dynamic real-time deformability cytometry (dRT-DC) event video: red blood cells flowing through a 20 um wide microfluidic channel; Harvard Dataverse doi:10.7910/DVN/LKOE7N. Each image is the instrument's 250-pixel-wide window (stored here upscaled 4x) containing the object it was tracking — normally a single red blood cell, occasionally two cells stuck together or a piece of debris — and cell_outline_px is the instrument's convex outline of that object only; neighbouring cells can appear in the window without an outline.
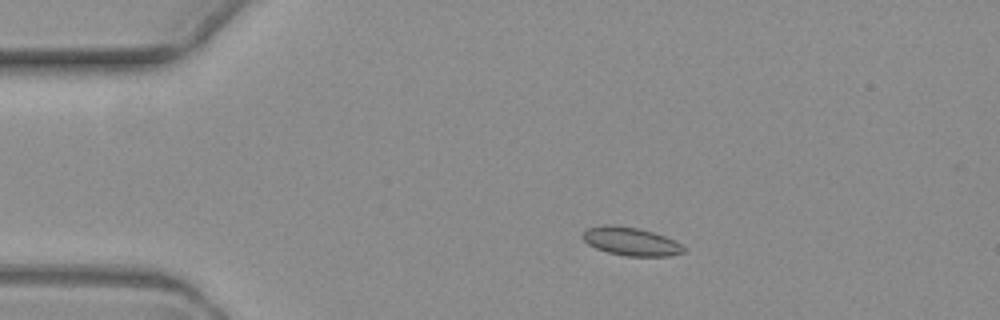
{"species": "common noctule bat (a hibernating species)", "species_latin": "Nyctalus noctula", "temperature_condition": "warm", "stored_images_in_passage": 4, "camera_frame_rate_fps": 3000, "um_per_image_px": 0.085, "animal": {"sex": "female", "body_mass_g": 19.3, "forearm_length_mm": 54.1}, "frame": {"image": 1, "passage_image": 3, "time_ms": 2.333, "image_size_px": [1000, 320], "cell_outline_px": [[684, 252], [668, 256], [624, 256], [608, 252], [596, 248], [588, 244], [580, 236], [588, 228], [600, 224], [612, 224], [640, 228], [664, 236], [680, 244], [684, 248]], "centroid_in_image_um": [53.57, 20.51], "position_along_channel_um": 31.4, "area_um2": 16.65}}